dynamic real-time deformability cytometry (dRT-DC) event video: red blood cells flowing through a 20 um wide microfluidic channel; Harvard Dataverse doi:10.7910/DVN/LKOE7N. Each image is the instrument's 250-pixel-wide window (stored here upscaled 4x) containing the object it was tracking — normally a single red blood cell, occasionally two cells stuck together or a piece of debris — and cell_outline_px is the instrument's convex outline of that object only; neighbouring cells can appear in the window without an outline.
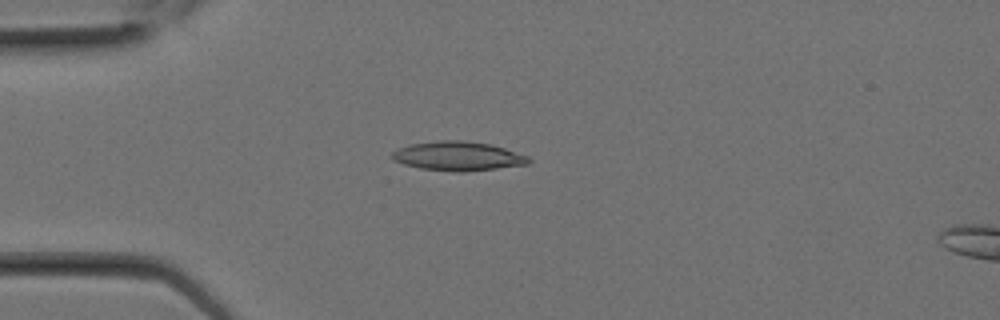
{"species": "Egyptian fruit bat (a non-hibernating species)", "species_latin": "Rousettus aegyptiacus", "temperature_condition": "room temperature", "stored_images_in_passage": 2, "camera_frame_rate_fps": 3000, "um_per_image_px": 0.085, "animal": {"sex": "female"}, "frame": {"image": 1, "passage_image": 1, "time_ms": 0.0, "image_size_px": [1000, 320], "cell_outline_px": [[532, 160], [528, 164], [464, 172], [456, 172], [420, 168], [404, 164], [392, 160], [392, 152], [396, 148], [408, 144], [440, 140], [460, 140], [492, 144], [528, 156]], "centroid_in_image_um": [38.89, 13.26], "position_along_channel_um": 46.1, "area_um2": 23.29}}